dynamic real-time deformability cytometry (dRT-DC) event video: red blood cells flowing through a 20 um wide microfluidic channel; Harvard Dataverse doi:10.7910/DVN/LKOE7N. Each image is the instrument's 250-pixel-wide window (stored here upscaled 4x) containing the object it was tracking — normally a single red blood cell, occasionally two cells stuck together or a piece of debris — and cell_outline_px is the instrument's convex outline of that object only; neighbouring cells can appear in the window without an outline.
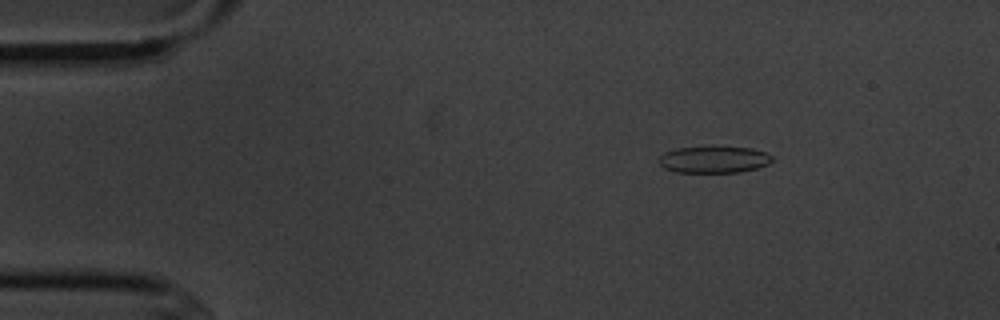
{"species": "common noctule bat (a hibernating species)", "species_latin": "Nyctalus noctula", "temperature_condition": "cold", "stored_images_in_passage": 6, "segment_of_instrument_passage": [2, 2], "camera_frame_rate_fps": 3000, "um_per_image_px": 0.085, "animal": {"sex": "male", "body_mass_g": 20.1, "forearm_length_mm": 53.5}, "frame": {"image": 1, "passage_image": 6, "time_ms": 6.667, "image_size_px": [1000, 320], "cell_outline_px": [[772, 160], [768, 164], [756, 168], [740, 172], [676, 172], [664, 168], [656, 160], [664, 152], [680, 148], [752, 148], [764, 152], [772, 156]], "centroid_in_image_um": [60.65, 13.58], "position_along_channel_um": 24.3, "area_um2": 17.22}}